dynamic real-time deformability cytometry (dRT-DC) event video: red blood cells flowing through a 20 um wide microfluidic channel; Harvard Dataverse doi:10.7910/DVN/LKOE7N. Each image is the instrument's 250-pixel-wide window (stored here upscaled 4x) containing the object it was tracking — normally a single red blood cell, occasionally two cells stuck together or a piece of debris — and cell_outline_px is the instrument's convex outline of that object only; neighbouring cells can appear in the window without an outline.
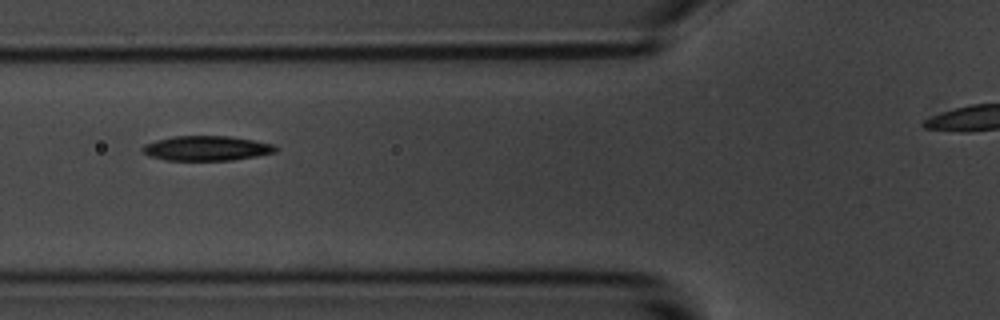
{"species": "common noctule bat (a hibernating species)", "species_latin": "Nyctalus noctula", "temperature_condition": "room temperature", "stored_images_in_passage": 7, "camera_frame_rate_fps": 3000, "um_per_image_px": 0.085, "animal": {"sex": "male", "body_mass_g": 20.1, "forearm_length_mm": 53.5}, "frame": {"image": 1, "passage_image": 4, "time_ms": 3.333, "image_size_px": [1000, 320], "cell_outline_px": [[280, 148], [276, 152], [256, 156], [232, 160], [164, 160], [148, 156], [140, 152], [140, 148], [144, 144], [156, 140], [172, 136], [228, 136], [252, 140], [272, 144]], "centroid_in_image_um": [17.5, 12.6], "position_along_channel_um": 108.3, "area_um2": 19.36}}
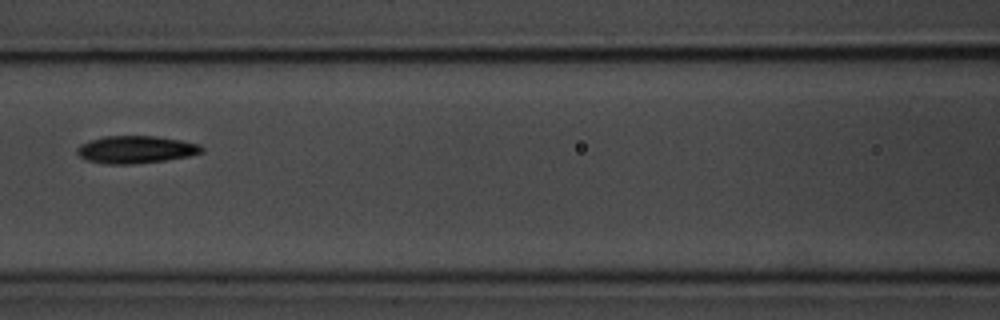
{"frame": {"image": 2, "passage_image": 5, "time_ms": 4.667, "image_size_px": [1000, 320], "cell_outline_px": [[204, 152], [188, 156], [164, 160], [132, 164], [108, 164], [88, 160], [80, 156], [76, 152], [76, 148], [80, 144], [104, 136], [156, 136], [180, 140], [200, 144], [204, 148]], "centroid_in_image_um": [11.56, 12.7], "position_along_channel_um": 155.0, "area_um2": 19.83}}
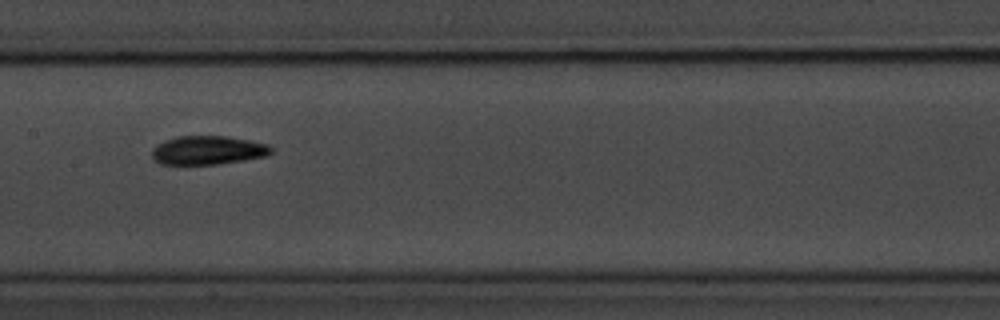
{"frame": {"image": 3, "passage_image": 6, "time_ms": 5.667, "image_size_px": [1000, 320], "cell_outline_px": [[272, 152], [268, 156], [244, 160], [216, 164], [160, 164], [152, 156], [152, 148], [156, 144], [164, 140], [176, 136], [228, 136], [268, 144], [272, 148]], "centroid_in_image_um": [17.67, 12.76], "position_along_channel_um": 189.7, "area_um2": 20.06}}